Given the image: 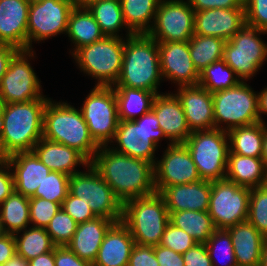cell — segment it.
Wrapping results in <instances>:
<instances>
[{"mask_svg": "<svg viewBox=\"0 0 267 266\" xmlns=\"http://www.w3.org/2000/svg\"><path fill=\"white\" fill-rule=\"evenodd\" d=\"M91 164L122 204L156 192L153 163L116 152L109 145L99 146Z\"/></svg>", "mask_w": 267, "mask_h": 266, "instance_id": "cell-1", "label": "cell"}, {"mask_svg": "<svg viewBox=\"0 0 267 266\" xmlns=\"http://www.w3.org/2000/svg\"><path fill=\"white\" fill-rule=\"evenodd\" d=\"M50 98L4 104L0 118V142L8 155L32 151L43 135V114Z\"/></svg>", "mask_w": 267, "mask_h": 266, "instance_id": "cell-2", "label": "cell"}, {"mask_svg": "<svg viewBox=\"0 0 267 266\" xmlns=\"http://www.w3.org/2000/svg\"><path fill=\"white\" fill-rule=\"evenodd\" d=\"M164 81L160 69L158 43L147 34H134L125 40L122 70L113 87L143 89L156 94Z\"/></svg>", "mask_w": 267, "mask_h": 266, "instance_id": "cell-3", "label": "cell"}, {"mask_svg": "<svg viewBox=\"0 0 267 266\" xmlns=\"http://www.w3.org/2000/svg\"><path fill=\"white\" fill-rule=\"evenodd\" d=\"M48 100L43 114L42 137L77 149L90 162L99 146L90 136L80 109L66 102Z\"/></svg>", "mask_w": 267, "mask_h": 266, "instance_id": "cell-4", "label": "cell"}, {"mask_svg": "<svg viewBox=\"0 0 267 266\" xmlns=\"http://www.w3.org/2000/svg\"><path fill=\"white\" fill-rule=\"evenodd\" d=\"M169 217L164 199L155 192L124 202L121 222L129 229L135 244L155 247L160 245Z\"/></svg>", "mask_w": 267, "mask_h": 266, "instance_id": "cell-5", "label": "cell"}, {"mask_svg": "<svg viewBox=\"0 0 267 266\" xmlns=\"http://www.w3.org/2000/svg\"><path fill=\"white\" fill-rule=\"evenodd\" d=\"M127 37H108L77 49L72 57L80 71L93 79L95 86L113 87L122 70Z\"/></svg>", "mask_w": 267, "mask_h": 266, "instance_id": "cell-6", "label": "cell"}, {"mask_svg": "<svg viewBox=\"0 0 267 266\" xmlns=\"http://www.w3.org/2000/svg\"><path fill=\"white\" fill-rule=\"evenodd\" d=\"M168 140L159 126L156 115L150 111L135 120H119L110 148L127 156L155 164L159 141ZM114 147H113V146Z\"/></svg>", "mask_w": 267, "mask_h": 266, "instance_id": "cell-7", "label": "cell"}, {"mask_svg": "<svg viewBox=\"0 0 267 266\" xmlns=\"http://www.w3.org/2000/svg\"><path fill=\"white\" fill-rule=\"evenodd\" d=\"M212 99L216 129L228 132L233 128L259 122L258 93L247 81L212 93Z\"/></svg>", "mask_w": 267, "mask_h": 266, "instance_id": "cell-8", "label": "cell"}, {"mask_svg": "<svg viewBox=\"0 0 267 266\" xmlns=\"http://www.w3.org/2000/svg\"><path fill=\"white\" fill-rule=\"evenodd\" d=\"M184 144L201 179L206 181L225 179L230 152L226 131L216 128L194 131Z\"/></svg>", "mask_w": 267, "mask_h": 266, "instance_id": "cell-9", "label": "cell"}, {"mask_svg": "<svg viewBox=\"0 0 267 266\" xmlns=\"http://www.w3.org/2000/svg\"><path fill=\"white\" fill-rule=\"evenodd\" d=\"M266 31L245 24L224 45L223 60L241 81L256 75L267 60V43L260 35Z\"/></svg>", "mask_w": 267, "mask_h": 266, "instance_id": "cell-10", "label": "cell"}, {"mask_svg": "<svg viewBox=\"0 0 267 266\" xmlns=\"http://www.w3.org/2000/svg\"><path fill=\"white\" fill-rule=\"evenodd\" d=\"M86 168L85 171L70 176L69 192L89 202L90 209L96 217H104L116 223L121 222L122 202L114 195L112 188L91 162Z\"/></svg>", "mask_w": 267, "mask_h": 266, "instance_id": "cell-11", "label": "cell"}, {"mask_svg": "<svg viewBox=\"0 0 267 266\" xmlns=\"http://www.w3.org/2000/svg\"><path fill=\"white\" fill-rule=\"evenodd\" d=\"M80 110L95 143L98 146L111 144L119 123L114 88L94 86Z\"/></svg>", "mask_w": 267, "mask_h": 266, "instance_id": "cell-12", "label": "cell"}, {"mask_svg": "<svg viewBox=\"0 0 267 266\" xmlns=\"http://www.w3.org/2000/svg\"><path fill=\"white\" fill-rule=\"evenodd\" d=\"M34 52L33 49L18 50L11 58L0 83L4 104L28 102L44 96L41 80L30 63L35 58Z\"/></svg>", "mask_w": 267, "mask_h": 266, "instance_id": "cell-13", "label": "cell"}, {"mask_svg": "<svg viewBox=\"0 0 267 266\" xmlns=\"http://www.w3.org/2000/svg\"><path fill=\"white\" fill-rule=\"evenodd\" d=\"M250 188L238 186L227 179L211 181L208 214L216 229L247 221Z\"/></svg>", "mask_w": 267, "mask_h": 266, "instance_id": "cell-14", "label": "cell"}, {"mask_svg": "<svg viewBox=\"0 0 267 266\" xmlns=\"http://www.w3.org/2000/svg\"><path fill=\"white\" fill-rule=\"evenodd\" d=\"M74 0H42L31 3L28 11V49L32 42L40 43L57 35L66 34Z\"/></svg>", "mask_w": 267, "mask_h": 266, "instance_id": "cell-15", "label": "cell"}, {"mask_svg": "<svg viewBox=\"0 0 267 266\" xmlns=\"http://www.w3.org/2000/svg\"><path fill=\"white\" fill-rule=\"evenodd\" d=\"M195 12L189 0H160L147 35L157 42H186L194 35Z\"/></svg>", "mask_w": 267, "mask_h": 266, "instance_id": "cell-16", "label": "cell"}, {"mask_svg": "<svg viewBox=\"0 0 267 266\" xmlns=\"http://www.w3.org/2000/svg\"><path fill=\"white\" fill-rule=\"evenodd\" d=\"M161 158L154 164L156 192L163 188L188 184L201 179L192 156L184 143L167 144Z\"/></svg>", "mask_w": 267, "mask_h": 266, "instance_id": "cell-17", "label": "cell"}, {"mask_svg": "<svg viewBox=\"0 0 267 266\" xmlns=\"http://www.w3.org/2000/svg\"><path fill=\"white\" fill-rule=\"evenodd\" d=\"M157 43L163 80L173 81L177 87L198 85L200 73L191 60L189 42Z\"/></svg>", "mask_w": 267, "mask_h": 266, "instance_id": "cell-18", "label": "cell"}, {"mask_svg": "<svg viewBox=\"0 0 267 266\" xmlns=\"http://www.w3.org/2000/svg\"><path fill=\"white\" fill-rule=\"evenodd\" d=\"M246 24L244 8L196 11L194 34L215 36L228 41Z\"/></svg>", "mask_w": 267, "mask_h": 266, "instance_id": "cell-19", "label": "cell"}, {"mask_svg": "<svg viewBox=\"0 0 267 266\" xmlns=\"http://www.w3.org/2000/svg\"><path fill=\"white\" fill-rule=\"evenodd\" d=\"M179 99L191 132L215 128L212 93L195 86H179L174 93Z\"/></svg>", "mask_w": 267, "mask_h": 266, "instance_id": "cell-20", "label": "cell"}, {"mask_svg": "<svg viewBox=\"0 0 267 266\" xmlns=\"http://www.w3.org/2000/svg\"><path fill=\"white\" fill-rule=\"evenodd\" d=\"M151 111L156 115L169 144L184 143L192 134L184 109L174 93L157 94Z\"/></svg>", "mask_w": 267, "mask_h": 266, "instance_id": "cell-21", "label": "cell"}, {"mask_svg": "<svg viewBox=\"0 0 267 266\" xmlns=\"http://www.w3.org/2000/svg\"><path fill=\"white\" fill-rule=\"evenodd\" d=\"M29 5L27 0H0V43L28 49Z\"/></svg>", "mask_w": 267, "mask_h": 266, "instance_id": "cell-22", "label": "cell"}, {"mask_svg": "<svg viewBox=\"0 0 267 266\" xmlns=\"http://www.w3.org/2000/svg\"><path fill=\"white\" fill-rule=\"evenodd\" d=\"M159 194L169 212L181 210L208 211L211 181L199 179L188 184L163 188Z\"/></svg>", "mask_w": 267, "mask_h": 266, "instance_id": "cell-23", "label": "cell"}, {"mask_svg": "<svg viewBox=\"0 0 267 266\" xmlns=\"http://www.w3.org/2000/svg\"><path fill=\"white\" fill-rule=\"evenodd\" d=\"M8 163L13 172L15 192L29 198L51 172L33 151L14 153L8 156Z\"/></svg>", "mask_w": 267, "mask_h": 266, "instance_id": "cell-24", "label": "cell"}, {"mask_svg": "<svg viewBox=\"0 0 267 266\" xmlns=\"http://www.w3.org/2000/svg\"><path fill=\"white\" fill-rule=\"evenodd\" d=\"M39 160L51 171H57L66 175H73L80 170L76 167H87L90 161L77 149L61 143L41 138L32 150Z\"/></svg>", "mask_w": 267, "mask_h": 266, "instance_id": "cell-25", "label": "cell"}, {"mask_svg": "<svg viewBox=\"0 0 267 266\" xmlns=\"http://www.w3.org/2000/svg\"><path fill=\"white\" fill-rule=\"evenodd\" d=\"M115 223L104 217L79 223L72 240L66 246L80 259L93 264L106 233Z\"/></svg>", "mask_w": 267, "mask_h": 266, "instance_id": "cell-26", "label": "cell"}, {"mask_svg": "<svg viewBox=\"0 0 267 266\" xmlns=\"http://www.w3.org/2000/svg\"><path fill=\"white\" fill-rule=\"evenodd\" d=\"M135 241L129 229L115 223L106 233L93 266H127Z\"/></svg>", "mask_w": 267, "mask_h": 266, "instance_id": "cell-27", "label": "cell"}, {"mask_svg": "<svg viewBox=\"0 0 267 266\" xmlns=\"http://www.w3.org/2000/svg\"><path fill=\"white\" fill-rule=\"evenodd\" d=\"M226 230L232 239L237 266H260L265 237L248 221Z\"/></svg>", "mask_w": 267, "mask_h": 266, "instance_id": "cell-28", "label": "cell"}, {"mask_svg": "<svg viewBox=\"0 0 267 266\" xmlns=\"http://www.w3.org/2000/svg\"><path fill=\"white\" fill-rule=\"evenodd\" d=\"M225 179L250 189L263 186L267 184V168L261 157L229 153Z\"/></svg>", "mask_w": 267, "mask_h": 266, "instance_id": "cell-29", "label": "cell"}, {"mask_svg": "<svg viewBox=\"0 0 267 266\" xmlns=\"http://www.w3.org/2000/svg\"><path fill=\"white\" fill-rule=\"evenodd\" d=\"M66 35L74 45V48L70 50L71 55L80 47L100 41L105 37L89 10L79 5H76L70 13Z\"/></svg>", "mask_w": 267, "mask_h": 266, "instance_id": "cell-30", "label": "cell"}, {"mask_svg": "<svg viewBox=\"0 0 267 266\" xmlns=\"http://www.w3.org/2000/svg\"><path fill=\"white\" fill-rule=\"evenodd\" d=\"M85 7L93 15L105 36L123 37L119 33L124 29L126 30L125 37L134 35L124 21L120 0H93Z\"/></svg>", "mask_w": 267, "mask_h": 266, "instance_id": "cell-31", "label": "cell"}, {"mask_svg": "<svg viewBox=\"0 0 267 266\" xmlns=\"http://www.w3.org/2000/svg\"><path fill=\"white\" fill-rule=\"evenodd\" d=\"M119 120H135L152 110L156 93L129 87H113Z\"/></svg>", "mask_w": 267, "mask_h": 266, "instance_id": "cell-32", "label": "cell"}, {"mask_svg": "<svg viewBox=\"0 0 267 266\" xmlns=\"http://www.w3.org/2000/svg\"><path fill=\"white\" fill-rule=\"evenodd\" d=\"M265 132V123L254 124L233 128L228 131L229 153L241 156L261 157L262 143Z\"/></svg>", "mask_w": 267, "mask_h": 266, "instance_id": "cell-33", "label": "cell"}, {"mask_svg": "<svg viewBox=\"0 0 267 266\" xmlns=\"http://www.w3.org/2000/svg\"><path fill=\"white\" fill-rule=\"evenodd\" d=\"M169 214V222L184 230L197 243L205 244L216 230L208 211L181 210Z\"/></svg>", "mask_w": 267, "mask_h": 266, "instance_id": "cell-34", "label": "cell"}, {"mask_svg": "<svg viewBox=\"0 0 267 266\" xmlns=\"http://www.w3.org/2000/svg\"><path fill=\"white\" fill-rule=\"evenodd\" d=\"M0 221L4 233L15 234L30 226L29 197L13 192L0 205Z\"/></svg>", "mask_w": 267, "mask_h": 266, "instance_id": "cell-35", "label": "cell"}, {"mask_svg": "<svg viewBox=\"0 0 267 266\" xmlns=\"http://www.w3.org/2000/svg\"><path fill=\"white\" fill-rule=\"evenodd\" d=\"M124 21L134 34L151 29L160 0H120Z\"/></svg>", "mask_w": 267, "mask_h": 266, "instance_id": "cell-36", "label": "cell"}, {"mask_svg": "<svg viewBox=\"0 0 267 266\" xmlns=\"http://www.w3.org/2000/svg\"><path fill=\"white\" fill-rule=\"evenodd\" d=\"M188 42L191 60L199 73L212 63L223 59L226 41L222 38L194 34Z\"/></svg>", "mask_w": 267, "mask_h": 266, "instance_id": "cell-37", "label": "cell"}, {"mask_svg": "<svg viewBox=\"0 0 267 266\" xmlns=\"http://www.w3.org/2000/svg\"><path fill=\"white\" fill-rule=\"evenodd\" d=\"M13 235L16 243V253L28 261L52 251L56 247L46 228L30 226Z\"/></svg>", "mask_w": 267, "mask_h": 266, "instance_id": "cell-38", "label": "cell"}, {"mask_svg": "<svg viewBox=\"0 0 267 266\" xmlns=\"http://www.w3.org/2000/svg\"><path fill=\"white\" fill-rule=\"evenodd\" d=\"M241 82L233 69L223 59L216 61L200 72L198 85L210 93L232 88Z\"/></svg>", "mask_w": 267, "mask_h": 266, "instance_id": "cell-39", "label": "cell"}, {"mask_svg": "<svg viewBox=\"0 0 267 266\" xmlns=\"http://www.w3.org/2000/svg\"><path fill=\"white\" fill-rule=\"evenodd\" d=\"M205 244L212 266H220V259L217 260L220 255L226 259L222 266H237L232 239L226 229H216Z\"/></svg>", "mask_w": 267, "mask_h": 266, "instance_id": "cell-40", "label": "cell"}, {"mask_svg": "<svg viewBox=\"0 0 267 266\" xmlns=\"http://www.w3.org/2000/svg\"><path fill=\"white\" fill-rule=\"evenodd\" d=\"M70 176L61 172L51 171L32 197L42 198L62 205L69 192Z\"/></svg>", "mask_w": 267, "mask_h": 266, "instance_id": "cell-41", "label": "cell"}, {"mask_svg": "<svg viewBox=\"0 0 267 266\" xmlns=\"http://www.w3.org/2000/svg\"><path fill=\"white\" fill-rule=\"evenodd\" d=\"M247 221L267 237V184L250 189Z\"/></svg>", "mask_w": 267, "mask_h": 266, "instance_id": "cell-42", "label": "cell"}, {"mask_svg": "<svg viewBox=\"0 0 267 266\" xmlns=\"http://www.w3.org/2000/svg\"><path fill=\"white\" fill-rule=\"evenodd\" d=\"M77 225L78 223L61 207L50 220L46 231L56 246H66L72 240Z\"/></svg>", "mask_w": 267, "mask_h": 266, "instance_id": "cell-43", "label": "cell"}, {"mask_svg": "<svg viewBox=\"0 0 267 266\" xmlns=\"http://www.w3.org/2000/svg\"><path fill=\"white\" fill-rule=\"evenodd\" d=\"M60 208V203L51 202L42 198L30 197L29 213L31 226L46 228Z\"/></svg>", "mask_w": 267, "mask_h": 266, "instance_id": "cell-44", "label": "cell"}, {"mask_svg": "<svg viewBox=\"0 0 267 266\" xmlns=\"http://www.w3.org/2000/svg\"><path fill=\"white\" fill-rule=\"evenodd\" d=\"M197 242L184 230L175 227L170 222L167 224L160 245L183 254L192 248Z\"/></svg>", "mask_w": 267, "mask_h": 266, "instance_id": "cell-45", "label": "cell"}, {"mask_svg": "<svg viewBox=\"0 0 267 266\" xmlns=\"http://www.w3.org/2000/svg\"><path fill=\"white\" fill-rule=\"evenodd\" d=\"M246 24L267 32V0H244Z\"/></svg>", "mask_w": 267, "mask_h": 266, "instance_id": "cell-46", "label": "cell"}, {"mask_svg": "<svg viewBox=\"0 0 267 266\" xmlns=\"http://www.w3.org/2000/svg\"><path fill=\"white\" fill-rule=\"evenodd\" d=\"M88 203L89 202H85L68 192L61 207L79 224L92 220L96 217L91 211Z\"/></svg>", "mask_w": 267, "mask_h": 266, "instance_id": "cell-47", "label": "cell"}, {"mask_svg": "<svg viewBox=\"0 0 267 266\" xmlns=\"http://www.w3.org/2000/svg\"><path fill=\"white\" fill-rule=\"evenodd\" d=\"M127 266H159L153 247L135 244Z\"/></svg>", "mask_w": 267, "mask_h": 266, "instance_id": "cell-48", "label": "cell"}, {"mask_svg": "<svg viewBox=\"0 0 267 266\" xmlns=\"http://www.w3.org/2000/svg\"><path fill=\"white\" fill-rule=\"evenodd\" d=\"M185 266H212L206 244L197 243L182 254Z\"/></svg>", "mask_w": 267, "mask_h": 266, "instance_id": "cell-49", "label": "cell"}, {"mask_svg": "<svg viewBox=\"0 0 267 266\" xmlns=\"http://www.w3.org/2000/svg\"><path fill=\"white\" fill-rule=\"evenodd\" d=\"M55 266H93L92 263L80 259L68 246L54 248Z\"/></svg>", "mask_w": 267, "mask_h": 266, "instance_id": "cell-50", "label": "cell"}, {"mask_svg": "<svg viewBox=\"0 0 267 266\" xmlns=\"http://www.w3.org/2000/svg\"><path fill=\"white\" fill-rule=\"evenodd\" d=\"M189 3L194 12L215 8H244V0H189Z\"/></svg>", "mask_w": 267, "mask_h": 266, "instance_id": "cell-51", "label": "cell"}, {"mask_svg": "<svg viewBox=\"0 0 267 266\" xmlns=\"http://www.w3.org/2000/svg\"><path fill=\"white\" fill-rule=\"evenodd\" d=\"M153 249L159 266H185L182 254L162 245H157Z\"/></svg>", "mask_w": 267, "mask_h": 266, "instance_id": "cell-52", "label": "cell"}, {"mask_svg": "<svg viewBox=\"0 0 267 266\" xmlns=\"http://www.w3.org/2000/svg\"><path fill=\"white\" fill-rule=\"evenodd\" d=\"M15 191L14 177L8 162L0 166V205Z\"/></svg>", "mask_w": 267, "mask_h": 266, "instance_id": "cell-53", "label": "cell"}, {"mask_svg": "<svg viewBox=\"0 0 267 266\" xmlns=\"http://www.w3.org/2000/svg\"><path fill=\"white\" fill-rule=\"evenodd\" d=\"M16 253V243L13 234L4 233L0 236V266H3Z\"/></svg>", "mask_w": 267, "mask_h": 266, "instance_id": "cell-54", "label": "cell"}, {"mask_svg": "<svg viewBox=\"0 0 267 266\" xmlns=\"http://www.w3.org/2000/svg\"><path fill=\"white\" fill-rule=\"evenodd\" d=\"M18 51L14 46L0 43V83L2 77L5 75L9 62L13 55Z\"/></svg>", "mask_w": 267, "mask_h": 266, "instance_id": "cell-55", "label": "cell"}, {"mask_svg": "<svg viewBox=\"0 0 267 266\" xmlns=\"http://www.w3.org/2000/svg\"><path fill=\"white\" fill-rule=\"evenodd\" d=\"M29 266H55L54 249L29 260Z\"/></svg>", "mask_w": 267, "mask_h": 266, "instance_id": "cell-56", "label": "cell"}, {"mask_svg": "<svg viewBox=\"0 0 267 266\" xmlns=\"http://www.w3.org/2000/svg\"><path fill=\"white\" fill-rule=\"evenodd\" d=\"M258 114H259V122L265 123L262 115H267V87L263 88L258 92Z\"/></svg>", "mask_w": 267, "mask_h": 266, "instance_id": "cell-57", "label": "cell"}, {"mask_svg": "<svg viewBox=\"0 0 267 266\" xmlns=\"http://www.w3.org/2000/svg\"><path fill=\"white\" fill-rule=\"evenodd\" d=\"M3 266H29V261L15 253Z\"/></svg>", "mask_w": 267, "mask_h": 266, "instance_id": "cell-58", "label": "cell"}, {"mask_svg": "<svg viewBox=\"0 0 267 266\" xmlns=\"http://www.w3.org/2000/svg\"><path fill=\"white\" fill-rule=\"evenodd\" d=\"M261 158L263 159L264 165L267 168V124L265 123V132L264 138L262 143V155Z\"/></svg>", "mask_w": 267, "mask_h": 266, "instance_id": "cell-59", "label": "cell"}, {"mask_svg": "<svg viewBox=\"0 0 267 266\" xmlns=\"http://www.w3.org/2000/svg\"><path fill=\"white\" fill-rule=\"evenodd\" d=\"M260 266H267V237H265L263 243Z\"/></svg>", "mask_w": 267, "mask_h": 266, "instance_id": "cell-60", "label": "cell"}, {"mask_svg": "<svg viewBox=\"0 0 267 266\" xmlns=\"http://www.w3.org/2000/svg\"><path fill=\"white\" fill-rule=\"evenodd\" d=\"M6 162H8V155L3 151L0 142V166L4 165Z\"/></svg>", "mask_w": 267, "mask_h": 266, "instance_id": "cell-61", "label": "cell"}, {"mask_svg": "<svg viewBox=\"0 0 267 266\" xmlns=\"http://www.w3.org/2000/svg\"><path fill=\"white\" fill-rule=\"evenodd\" d=\"M91 1H93V0H74L76 5H79V6H85L87 3L91 2Z\"/></svg>", "mask_w": 267, "mask_h": 266, "instance_id": "cell-62", "label": "cell"}, {"mask_svg": "<svg viewBox=\"0 0 267 266\" xmlns=\"http://www.w3.org/2000/svg\"><path fill=\"white\" fill-rule=\"evenodd\" d=\"M3 107H4V102H3V99L0 96V118H1V115H2Z\"/></svg>", "mask_w": 267, "mask_h": 266, "instance_id": "cell-63", "label": "cell"}, {"mask_svg": "<svg viewBox=\"0 0 267 266\" xmlns=\"http://www.w3.org/2000/svg\"><path fill=\"white\" fill-rule=\"evenodd\" d=\"M27 1L31 4V3L40 2V1H42V0H27Z\"/></svg>", "mask_w": 267, "mask_h": 266, "instance_id": "cell-64", "label": "cell"}, {"mask_svg": "<svg viewBox=\"0 0 267 266\" xmlns=\"http://www.w3.org/2000/svg\"><path fill=\"white\" fill-rule=\"evenodd\" d=\"M4 234V231L2 229V226H1V221H0V236H2Z\"/></svg>", "mask_w": 267, "mask_h": 266, "instance_id": "cell-65", "label": "cell"}]
</instances>
